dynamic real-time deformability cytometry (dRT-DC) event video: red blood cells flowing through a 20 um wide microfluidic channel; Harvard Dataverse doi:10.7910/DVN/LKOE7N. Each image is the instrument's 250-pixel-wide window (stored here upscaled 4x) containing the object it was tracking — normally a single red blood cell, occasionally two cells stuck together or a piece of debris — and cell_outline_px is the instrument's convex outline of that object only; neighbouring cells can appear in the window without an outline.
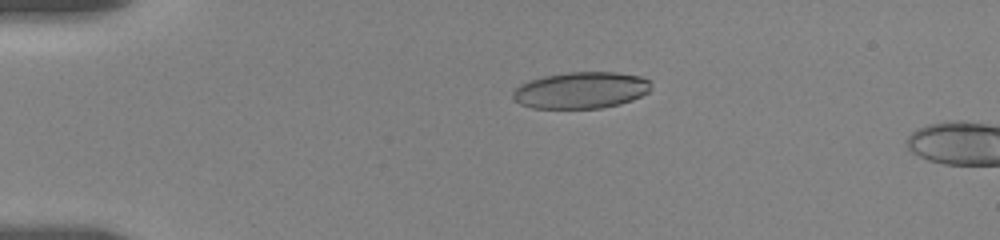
{"species": "human", "species_latin": "Homo sapiens", "temperature_condition": "room temperature", "stored_images_in_passage": 6, "camera_frame_rate_fps": 3000, "um_per_image_px": 0.085, "donor": {"sex": "female"}, "frame": {"image": 1, "passage_image": 3, "time_ms": 0.667, "image_size_px": [1000, 240], "cell_outline_px": [[652, 80], [648, 92], [632, 100], [620, 104], [600, 108], [532, 108], [520, 104], [512, 96], [512, 88], [520, 84], [544, 76], [568, 72], [616, 72], [640, 76]], "centroid_in_image_um": [49.38, 7.66], "position_along_channel_um": 35.6, "area_um2": 29.54}}